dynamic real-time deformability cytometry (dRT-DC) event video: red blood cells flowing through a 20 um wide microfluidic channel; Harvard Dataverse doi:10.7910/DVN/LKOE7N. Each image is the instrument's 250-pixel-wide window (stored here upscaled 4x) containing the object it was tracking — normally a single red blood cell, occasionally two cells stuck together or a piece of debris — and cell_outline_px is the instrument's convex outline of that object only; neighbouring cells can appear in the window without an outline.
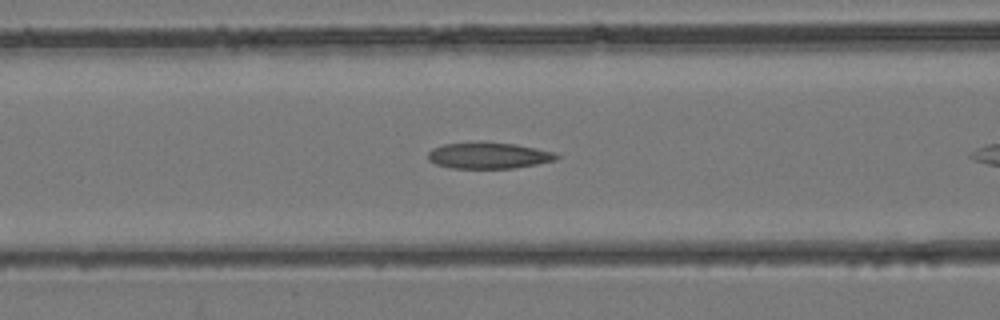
{"species": "common noctule bat (a hibernating species)", "species_latin": "Nyctalus noctula", "temperature_condition": "room temperature", "stored_images_in_passage": 26, "camera_frame_rate_fps": 3000, "um_per_image_px": 0.085, "animal": {"sex": "female", "body_mass_g": 24.6, "forearm_length_mm": 56.2}, "frame": {"image": 1, "passage_image": 6, "time_ms": 1.667, "image_size_px": [1000, 320], "cell_outline_px": [[560, 156], [556, 160], [536, 164], [512, 168], [452, 168], [436, 164], [428, 160], [428, 152], [432, 148], [444, 144], [480, 140], [516, 144], [556, 152]], "centroid_in_image_um": [41.52, 13.19], "position_along_channel_um": 125.1, "area_um2": 20.06}}
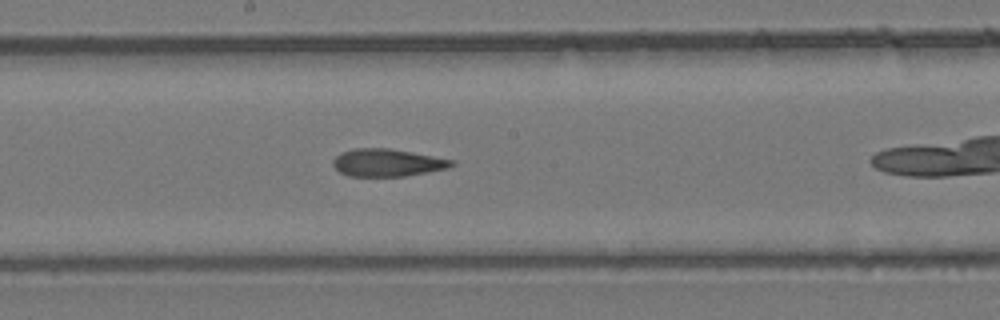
{"frame": {"image": 2, "passage_image": 11, "time_ms": 3.333, "image_size_px": [1000, 320], "cell_outline_px": [[456, 164], [448, 168], [404, 176], [348, 176], [340, 172], [332, 164], [332, 160], [340, 152], [352, 148], [388, 148], [412, 152], [456, 160]], "centroid_in_image_um": [32.92, 13.82], "position_along_channel_um": 215.3, "area_um2": 19.13}}
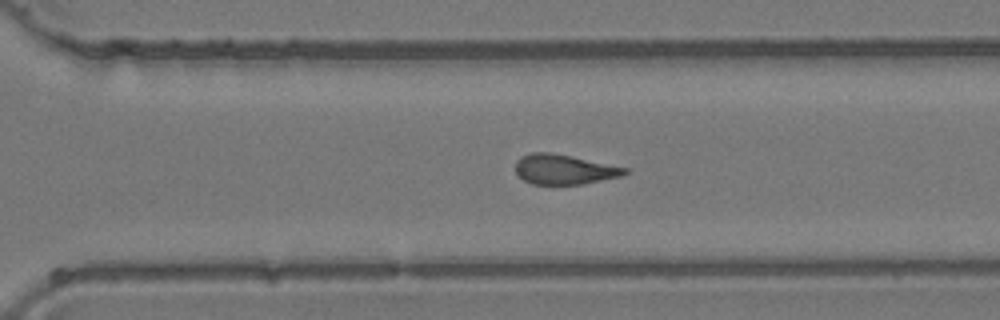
{"frame": {"image": 3, "passage_image": 17, "time_ms": 5.333, "image_size_px": [1000, 320], "cell_outline_px": [[628, 172], [624, 176], [584, 184], [532, 184], [524, 180], [516, 172], [516, 160], [520, 156], [532, 152], [548, 152], [572, 156], [628, 168]], "centroid_in_image_um": [47.97, 14.4], "position_along_channel_um": 322.6, "area_um2": 19.13}}